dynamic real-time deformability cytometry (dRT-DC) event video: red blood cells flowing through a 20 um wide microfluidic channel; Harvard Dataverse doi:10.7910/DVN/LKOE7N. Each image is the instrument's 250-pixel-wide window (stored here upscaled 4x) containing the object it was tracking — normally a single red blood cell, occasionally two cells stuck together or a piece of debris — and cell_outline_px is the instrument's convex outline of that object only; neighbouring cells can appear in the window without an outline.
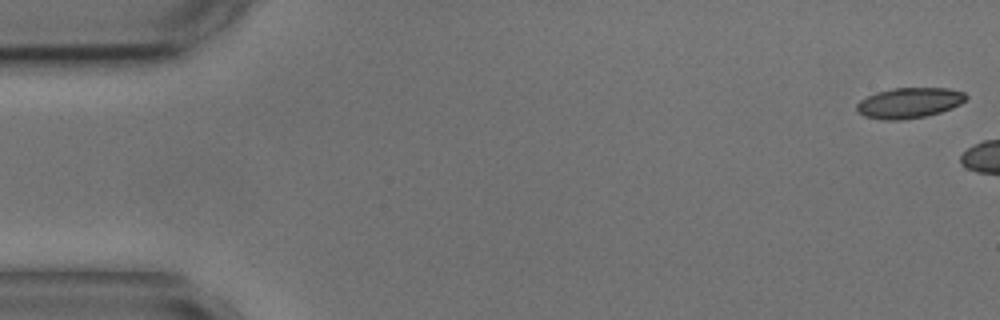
{"species": "common noctule bat (a hibernating species)", "species_latin": "Nyctalus noctula", "temperature_condition": "cold", "stored_images_in_passage": 8, "camera_frame_rate_fps": 3000, "um_per_image_px": 0.085, "animal": {"sex": "male", "body_mass_g": 17.9, "forearm_length_mm": 54.2}, "frame": {"image": 1, "passage_image": 1, "time_ms": 0.0, "image_size_px": [1000, 320], "cell_outline_px": [[968, 96], [960, 104], [952, 108], [940, 112], [924, 116], [900, 120], [884, 120], [864, 116], [856, 108], [856, 104], [860, 100], [876, 92], [892, 88], [948, 88], [964, 92]], "centroid_in_image_um": [77.28, 8.74], "position_along_channel_um": 7.7, "area_um2": 19.31}}